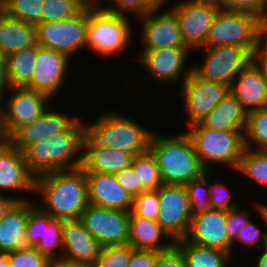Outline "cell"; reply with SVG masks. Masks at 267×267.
<instances>
[{"mask_svg": "<svg viewBox=\"0 0 267 267\" xmlns=\"http://www.w3.org/2000/svg\"><path fill=\"white\" fill-rule=\"evenodd\" d=\"M36 205L54 219L77 220L89 204L87 176L82 168L48 172L35 178Z\"/></svg>", "mask_w": 267, "mask_h": 267, "instance_id": "1", "label": "cell"}, {"mask_svg": "<svg viewBox=\"0 0 267 267\" xmlns=\"http://www.w3.org/2000/svg\"><path fill=\"white\" fill-rule=\"evenodd\" d=\"M90 124L82 121L83 148L108 147L124 150L133 157L149 150L153 130L120 112H105Z\"/></svg>", "mask_w": 267, "mask_h": 267, "instance_id": "2", "label": "cell"}, {"mask_svg": "<svg viewBox=\"0 0 267 267\" xmlns=\"http://www.w3.org/2000/svg\"><path fill=\"white\" fill-rule=\"evenodd\" d=\"M82 120L80 117L67 131L32 143L22 151L27 169L35 178L48 172L82 167Z\"/></svg>", "mask_w": 267, "mask_h": 267, "instance_id": "3", "label": "cell"}, {"mask_svg": "<svg viewBox=\"0 0 267 267\" xmlns=\"http://www.w3.org/2000/svg\"><path fill=\"white\" fill-rule=\"evenodd\" d=\"M149 149L157 160L164 184L185 185L207 172L186 132L169 136L154 131Z\"/></svg>", "mask_w": 267, "mask_h": 267, "instance_id": "4", "label": "cell"}, {"mask_svg": "<svg viewBox=\"0 0 267 267\" xmlns=\"http://www.w3.org/2000/svg\"><path fill=\"white\" fill-rule=\"evenodd\" d=\"M100 5L99 1L88 3L86 48L100 57L118 56L132 41L130 18L108 12Z\"/></svg>", "mask_w": 267, "mask_h": 267, "instance_id": "5", "label": "cell"}, {"mask_svg": "<svg viewBox=\"0 0 267 267\" xmlns=\"http://www.w3.org/2000/svg\"><path fill=\"white\" fill-rule=\"evenodd\" d=\"M188 128L186 133L191 137L201 164L207 171H213L212 163L228 165L236 171L245 149L243 131L214 130L200 123Z\"/></svg>", "mask_w": 267, "mask_h": 267, "instance_id": "6", "label": "cell"}, {"mask_svg": "<svg viewBox=\"0 0 267 267\" xmlns=\"http://www.w3.org/2000/svg\"><path fill=\"white\" fill-rule=\"evenodd\" d=\"M267 25L257 16L239 11L219 9L203 47L240 46L251 54Z\"/></svg>", "mask_w": 267, "mask_h": 267, "instance_id": "7", "label": "cell"}, {"mask_svg": "<svg viewBox=\"0 0 267 267\" xmlns=\"http://www.w3.org/2000/svg\"><path fill=\"white\" fill-rule=\"evenodd\" d=\"M7 94L6 102H0V110L3 135L9 140L19 129L33 123L47 111L52 98L27 87H11Z\"/></svg>", "mask_w": 267, "mask_h": 267, "instance_id": "8", "label": "cell"}, {"mask_svg": "<svg viewBox=\"0 0 267 267\" xmlns=\"http://www.w3.org/2000/svg\"><path fill=\"white\" fill-rule=\"evenodd\" d=\"M87 30L88 4L71 18L38 23L36 25L37 44L72 58L74 54L86 47Z\"/></svg>", "mask_w": 267, "mask_h": 267, "instance_id": "9", "label": "cell"}, {"mask_svg": "<svg viewBox=\"0 0 267 267\" xmlns=\"http://www.w3.org/2000/svg\"><path fill=\"white\" fill-rule=\"evenodd\" d=\"M198 49L207 52L203 56L202 64L192 63V72L203 80L223 83L229 87L240 71L252 61V54L240 46L223 45Z\"/></svg>", "mask_w": 267, "mask_h": 267, "instance_id": "10", "label": "cell"}, {"mask_svg": "<svg viewBox=\"0 0 267 267\" xmlns=\"http://www.w3.org/2000/svg\"><path fill=\"white\" fill-rule=\"evenodd\" d=\"M159 213L157 222L176 242L187 237L191 221V206L184 185L163 184L157 188Z\"/></svg>", "mask_w": 267, "mask_h": 267, "instance_id": "11", "label": "cell"}, {"mask_svg": "<svg viewBox=\"0 0 267 267\" xmlns=\"http://www.w3.org/2000/svg\"><path fill=\"white\" fill-rule=\"evenodd\" d=\"M172 5L169 9L179 22L186 44L193 51L203 47L220 5L214 0H180Z\"/></svg>", "mask_w": 267, "mask_h": 267, "instance_id": "12", "label": "cell"}, {"mask_svg": "<svg viewBox=\"0 0 267 267\" xmlns=\"http://www.w3.org/2000/svg\"><path fill=\"white\" fill-rule=\"evenodd\" d=\"M141 51L139 62L142 69L160 84L178 83V80H183L184 83L192 72V67L186 66L187 58L193 51L191 48H161Z\"/></svg>", "mask_w": 267, "mask_h": 267, "instance_id": "13", "label": "cell"}, {"mask_svg": "<svg viewBox=\"0 0 267 267\" xmlns=\"http://www.w3.org/2000/svg\"><path fill=\"white\" fill-rule=\"evenodd\" d=\"M130 212L88 204L80 220L90 234L102 245L129 243Z\"/></svg>", "mask_w": 267, "mask_h": 267, "instance_id": "14", "label": "cell"}, {"mask_svg": "<svg viewBox=\"0 0 267 267\" xmlns=\"http://www.w3.org/2000/svg\"><path fill=\"white\" fill-rule=\"evenodd\" d=\"M182 84L188 127L200 123L230 92L228 85L203 80L193 72Z\"/></svg>", "mask_w": 267, "mask_h": 267, "instance_id": "15", "label": "cell"}, {"mask_svg": "<svg viewBox=\"0 0 267 267\" xmlns=\"http://www.w3.org/2000/svg\"><path fill=\"white\" fill-rule=\"evenodd\" d=\"M159 9L138 17L142 22L139 34L142 50L161 48H190L181 33L179 22L169 9ZM162 13H161V12Z\"/></svg>", "mask_w": 267, "mask_h": 267, "instance_id": "16", "label": "cell"}, {"mask_svg": "<svg viewBox=\"0 0 267 267\" xmlns=\"http://www.w3.org/2000/svg\"><path fill=\"white\" fill-rule=\"evenodd\" d=\"M35 177L29 172L23 153L9 140L0 145V194L6 190L15 201H26L30 198L19 197L18 192L34 193Z\"/></svg>", "mask_w": 267, "mask_h": 267, "instance_id": "17", "label": "cell"}, {"mask_svg": "<svg viewBox=\"0 0 267 267\" xmlns=\"http://www.w3.org/2000/svg\"><path fill=\"white\" fill-rule=\"evenodd\" d=\"M70 59L64 53L38 45L33 78L26 87L53 98L56 92L62 89L63 81L67 79L65 77Z\"/></svg>", "mask_w": 267, "mask_h": 267, "instance_id": "18", "label": "cell"}, {"mask_svg": "<svg viewBox=\"0 0 267 267\" xmlns=\"http://www.w3.org/2000/svg\"><path fill=\"white\" fill-rule=\"evenodd\" d=\"M227 211L210 209L192 216L186 239L197 245L217 248L233 255L226 232Z\"/></svg>", "mask_w": 267, "mask_h": 267, "instance_id": "19", "label": "cell"}, {"mask_svg": "<svg viewBox=\"0 0 267 267\" xmlns=\"http://www.w3.org/2000/svg\"><path fill=\"white\" fill-rule=\"evenodd\" d=\"M62 246V260L93 265L103 247L80 219L63 220Z\"/></svg>", "mask_w": 267, "mask_h": 267, "instance_id": "20", "label": "cell"}, {"mask_svg": "<svg viewBox=\"0 0 267 267\" xmlns=\"http://www.w3.org/2000/svg\"><path fill=\"white\" fill-rule=\"evenodd\" d=\"M90 204L119 211H132L134 197L118 182L115 174L86 173Z\"/></svg>", "mask_w": 267, "mask_h": 267, "instance_id": "21", "label": "cell"}, {"mask_svg": "<svg viewBox=\"0 0 267 267\" xmlns=\"http://www.w3.org/2000/svg\"><path fill=\"white\" fill-rule=\"evenodd\" d=\"M79 118L48 109L33 123L19 129L9 141L22 152L32 143L67 131Z\"/></svg>", "mask_w": 267, "mask_h": 267, "instance_id": "22", "label": "cell"}, {"mask_svg": "<svg viewBox=\"0 0 267 267\" xmlns=\"http://www.w3.org/2000/svg\"><path fill=\"white\" fill-rule=\"evenodd\" d=\"M230 92L247 114L267 107V83L252 61L235 77Z\"/></svg>", "mask_w": 267, "mask_h": 267, "instance_id": "23", "label": "cell"}, {"mask_svg": "<svg viewBox=\"0 0 267 267\" xmlns=\"http://www.w3.org/2000/svg\"><path fill=\"white\" fill-rule=\"evenodd\" d=\"M32 199L16 201L0 220V253L8 254L26 248L25 229Z\"/></svg>", "mask_w": 267, "mask_h": 267, "instance_id": "24", "label": "cell"}, {"mask_svg": "<svg viewBox=\"0 0 267 267\" xmlns=\"http://www.w3.org/2000/svg\"><path fill=\"white\" fill-rule=\"evenodd\" d=\"M162 239H164L163 242ZM129 244L139 250L163 252L171 249L175 245V241L157 220H148L130 211Z\"/></svg>", "mask_w": 267, "mask_h": 267, "instance_id": "25", "label": "cell"}, {"mask_svg": "<svg viewBox=\"0 0 267 267\" xmlns=\"http://www.w3.org/2000/svg\"><path fill=\"white\" fill-rule=\"evenodd\" d=\"M37 44L36 26L0 15V53L5 57Z\"/></svg>", "mask_w": 267, "mask_h": 267, "instance_id": "26", "label": "cell"}, {"mask_svg": "<svg viewBox=\"0 0 267 267\" xmlns=\"http://www.w3.org/2000/svg\"><path fill=\"white\" fill-rule=\"evenodd\" d=\"M132 159L133 156L124 150L83 148L81 168L85 173L116 174L131 166Z\"/></svg>", "mask_w": 267, "mask_h": 267, "instance_id": "27", "label": "cell"}, {"mask_svg": "<svg viewBox=\"0 0 267 267\" xmlns=\"http://www.w3.org/2000/svg\"><path fill=\"white\" fill-rule=\"evenodd\" d=\"M247 113L229 92L200 122L206 128L221 131H245Z\"/></svg>", "mask_w": 267, "mask_h": 267, "instance_id": "28", "label": "cell"}, {"mask_svg": "<svg viewBox=\"0 0 267 267\" xmlns=\"http://www.w3.org/2000/svg\"><path fill=\"white\" fill-rule=\"evenodd\" d=\"M175 246L182 253L186 267H229L233 260L221 249L193 244L186 238L176 241Z\"/></svg>", "mask_w": 267, "mask_h": 267, "instance_id": "29", "label": "cell"}, {"mask_svg": "<svg viewBox=\"0 0 267 267\" xmlns=\"http://www.w3.org/2000/svg\"><path fill=\"white\" fill-rule=\"evenodd\" d=\"M38 44L6 57L7 76L11 87H26L33 78Z\"/></svg>", "mask_w": 267, "mask_h": 267, "instance_id": "30", "label": "cell"}, {"mask_svg": "<svg viewBox=\"0 0 267 267\" xmlns=\"http://www.w3.org/2000/svg\"><path fill=\"white\" fill-rule=\"evenodd\" d=\"M62 228L63 220L54 219L50 214L43 211L42 238L35 248L52 262L62 258Z\"/></svg>", "mask_w": 267, "mask_h": 267, "instance_id": "31", "label": "cell"}, {"mask_svg": "<svg viewBox=\"0 0 267 267\" xmlns=\"http://www.w3.org/2000/svg\"><path fill=\"white\" fill-rule=\"evenodd\" d=\"M244 145L256 151H267V107L247 114Z\"/></svg>", "mask_w": 267, "mask_h": 267, "instance_id": "32", "label": "cell"}, {"mask_svg": "<svg viewBox=\"0 0 267 267\" xmlns=\"http://www.w3.org/2000/svg\"><path fill=\"white\" fill-rule=\"evenodd\" d=\"M132 168L137 172L142 191L156 190L163 185L157 160L149 149L138 156L133 157Z\"/></svg>", "mask_w": 267, "mask_h": 267, "instance_id": "33", "label": "cell"}, {"mask_svg": "<svg viewBox=\"0 0 267 267\" xmlns=\"http://www.w3.org/2000/svg\"><path fill=\"white\" fill-rule=\"evenodd\" d=\"M236 170L267 187V151L245 148Z\"/></svg>", "mask_w": 267, "mask_h": 267, "instance_id": "34", "label": "cell"}, {"mask_svg": "<svg viewBox=\"0 0 267 267\" xmlns=\"http://www.w3.org/2000/svg\"><path fill=\"white\" fill-rule=\"evenodd\" d=\"M89 0H43L41 22L60 21L77 15Z\"/></svg>", "mask_w": 267, "mask_h": 267, "instance_id": "35", "label": "cell"}, {"mask_svg": "<svg viewBox=\"0 0 267 267\" xmlns=\"http://www.w3.org/2000/svg\"><path fill=\"white\" fill-rule=\"evenodd\" d=\"M111 2L114 3V8L108 6L102 9L123 16L133 14L132 16L136 18L164 8L167 4V0H111Z\"/></svg>", "mask_w": 267, "mask_h": 267, "instance_id": "36", "label": "cell"}, {"mask_svg": "<svg viewBox=\"0 0 267 267\" xmlns=\"http://www.w3.org/2000/svg\"><path fill=\"white\" fill-rule=\"evenodd\" d=\"M211 174V175H210ZM212 171H207L202 177L185 184L192 216L212 209L209 195V179Z\"/></svg>", "mask_w": 267, "mask_h": 267, "instance_id": "37", "label": "cell"}, {"mask_svg": "<svg viewBox=\"0 0 267 267\" xmlns=\"http://www.w3.org/2000/svg\"><path fill=\"white\" fill-rule=\"evenodd\" d=\"M42 4L43 0H7L5 14L36 26L41 22Z\"/></svg>", "mask_w": 267, "mask_h": 267, "instance_id": "38", "label": "cell"}, {"mask_svg": "<svg viewBox=\"0 0 267 267\" xmlns=\"http://www.w3.org/2000/svg\"><path fill=\"white\" fill-rule=\"evenodd\" d=\"M135 248L129 243L103 246L95 267H127Z\"/></svg>", "mask_w": 267, "mask_h": 267, "instance_id": "39", "label": "cell"}, {"mask_svg": "<svg viewBox=\"0 0 267 267\" xmlns=\"http://www.w3.org/2000/svg\"><path fill=\"white\" fill-rule=\"evenodd\" d=\"M11 267H51L52 261L35 247L18 249L7 254Z\"/></svg>", "mask_w": 267, "mask_h": 267, "instance_id": "40", "label": "cell"}, {"mask_svg": "<svg viewBox=\"0 0 267 267\" xmlns=\"http://www.w3.org/2000/svg\"><path fill=\"white\" fill-rule=\"evenodd\" d=\"M159 206L157 189L142 191L133 199L132 212L148 220H157Z\"/></svg>", "mask_w": 267, "mask_h": 267, "instance_id": "41", "label": "cell"}, {"mask_svg": "<svg viewBox=\"0 0 267 267\" xmlns=\"http://www.w3.org/2000/svg\"><path fill=\"white\" fill-rule=\"evenodd\" d=\"M221 9L251 13L267 25V0H215Z\"/></svg>", "mask_w": 267, "mask_h": 267, "instance_id": "42", "label": "cell"}, {"mask_svg": "<svg viewBox=\"0 0 267 267\" xmlns=\"http://www.w3.org/2000/svg\"><path fill=\"white\" fill-rule=\"evenodd\" d=\"M43 232V211L35 205L29 211V217L25 229L26 247H35L42 238Z\"/></svg>", "mask_w": 267, "mask_h": 267, "instance_id": "43", "label": "cell"}, {"mask_svg": "<svg viewBox=\"0 0 267 267\" xmlns=\"http://www.w3.org/2000/svg\"><path fill=\"white\" fill-rule=\"evenodd\" d=\"M209 195L212 209L228 211L231 208L237 207V203L231 202L233 194H231L229 187L223 182L209 183Z\"/></svg>", "mask_w": 267, "mask_h": 267, "instance_id": "44", "label": "cell"}, {"mask_svg": "<svg viewBox=\"0 0 267 267\" xmlns=\"http://www.w3.org/2000/svg\"><path fill=\"white\" fill-rule=\"evenodd\" d=\"M250 218L248 210L239 211V207L227 211L226 232L231 243L236 240L238 232L250 222Z\"/></svg>", "mask_w": 267, "mask_h": 267, "instance_id": "45", "label": "cell"}, {"mask_svg": "<svg viewBox=\"0 0 267 267\" xmlns=\"http://www.w3.org/2000/svg\"><path fill=\"white\" fill-rule=\"evenodd\" d=\"M252 221L253 220H250V222L238 232L236 240L232 243V252L234 250V245L237 242L245 245V247H252L257 243L262 246L266 232H263L260 227L254 223L255 220ZM259 241H262V243Z\"/></svg>", "mask_w": 267, "mask_h": 267, "instance_id": "46", "label": "cell"}, {"mask_svg": "<svg viewBox=\"0 0 267 267\" xmlns=\"http://www.w3.org/2000/svg\"><path fill=\"white\" fill-rule=\"evenodd\" d=\"M117 182L127 190L133 197L142 192V184L139 182L137 172L129 166L123 169L121 172L115 174Z\"/></svg>", "mask_w": 267, "mask_h": 267, "instance_id": "47", "label": "cell"}, {"mask_svg": "<svg viewBox=\"0 0 267 267\" xmlns=\"http://www.w3.org/2000/svg\"><path fill=\"white\" fill-rule=\"evenodd\" d=\"M252 63L260 70L267 83V31L260 37L253 49Z\"/></svg>", "mask_w": 267, "mask_h": 267, "instance_id": "48", "label": "cell"}, {"mask_svg": "<svg viewBox=\"0 0 267 267\" xmlns=\"http://www.w3.org/2000/svg\"><path fill=\"white\" fill-rule=\"evenodd\" d=\"M154 267H186L184 257L174 245L171 249L159 252Z\"/></svg>", "mask_w": 267, "mask_h": 267, "instance_id": "49", "label": "cell"}, {"mask_svg": "<svg viewBox=\"0 0 267 267\" xmlns=\"http://www.w3.org/2000/svg\"><path fill=\"white\" fill-rule=\"evenodd\" d=\"M159 252L135 249L127 267H154Z\"/></svg>", "mask_w": 267, "mask_h": 267, "instance_id": "50", "label": "cell"}, {"mask_svg": "<svg viewBox=\"0 0 267 267\" xmlns=\"http://www.w3.org/2000/svg\"><path fill=\"white\" fill-rule=\"evenodd\" d=\"M11 88L7 76L6 57L0 53V102L5 98V92Z\"/></svg>", "mask_w": 267, "mask_h": 267, "instance_id": "51", "label": "cell"}, {"mask_svg": "<svg viewBox=\"0 0 267 267\" xmlns=\"http://www.w3.org/2000/svg\"><path fill=\"white\" fill-rule=\"evenodd\" d=\"M15 202L16 201L12 197L0 194V220Z\"/></svg>", "mask_w": 267, "mask_h": 267, "instance_id": "52", "label": "cell"}, {"mask_svg": "<svg viewBox=\"0 0 267 267\" xmlns=\"http://www.w3.org/2000/svg\"><path fill=\"white\" fill-rule=\"evenodd\" d=\"M51 267H95V266L89 263H74V262L61 259V260L52 262Z\"/></svg>", "mask_w": 267, "mask_h": 267, "instance_id": "53", "label": "cell"}, {"mask_svg": "<svg viewBox=\"0 0 267 267\" xmlns=\"http://www.w3.org/2000/svg\"><path fill=\"white\" fill-rule=\"evenodd\" d=\"M259 256L257 258V260H255V262L257 261L255 267H267V254L261 251V254L258 253Z\"/></svg>", "mask_w": 267, "mask_h": 267, "instance_id": "54", "label": "cell"}, {"mask_svg": "<svg viewBox=\"0 0 267 267\" xmlns=\"http://www.w3.org/2000/svg\"><path fill=\"white\" fill-rule=\"evenodd\" d=\"M253 205L255 207V211H257L258 215H260V219H262L264 225L267 226V215H265L264 212L261 210V203L256 201V203H253Z\"/></svg>", "mask_w": 267, "mask_h": 267, "instance_id": "55", "label": "cell"}, {"mask_svg": "<svg viewBox=\"0 0 267 267\" xmlns=\"http://www.w3.org/2000/svg\"><path fill=\"white\" fill-rule=\"evenodd\" d=\"M0 267H11L7 254L0 253Z\"/></svg>", "mask_w": 267, "mask_h": 267, "instance_id": "56", "label": "cell"}, {"mask_svg": "<svg viewBox=\"0 0 267 267\" xmlns=\"http://www.w3.org/2000/svg\"><path fill=\"white\" fill-rule=\"evenodd\" d=\"M7 0H0V15L5 14Z\"/></svg>", "mask_w": 267, "mask_h": 267, "instance_id": "57", "label": "cell"}, {"mask_svg": "<svg viewBox=\"0 0 267 267\" xmlns=\"http://www.w3.org/2000/svg\"><path fill=\"white\" fill-rule=\"evenodd\" d=\"M260 248H262V251L267 254V229H266V233L264 236L262 246H260Z\"/></svg>", "mask_w": 267, "mask_h": 267, "instance_id": "58", "label": "cell"}, {"mask_svg": "<svg viewBox=\"0 0 267 267\" xmlns=\"http://www.w3.org/2000/svg\"><path fill=\"white\" fill-rule=\"evenodd\" d=\"M6 140L3 135L2 126H1V110H0V145Z\"/></svg>", "mask_w": 267, "mask_h": 267, "instance_id": "59", "label": "cell"}, {"mask_svg": "<svg viewBox=\"0 0 267 267\" xmlns=\"http://www.w3.org/2000/svg\"><path fill=\"white\" fill-rule=\"evenodd\" d=\"M261 210L267 215V204L263 203V201L261 202Z\"/></svg>", "mask_w": 267, "mask_h": 267, "instance_id": "60", "label": "cell"}]
</instances>
